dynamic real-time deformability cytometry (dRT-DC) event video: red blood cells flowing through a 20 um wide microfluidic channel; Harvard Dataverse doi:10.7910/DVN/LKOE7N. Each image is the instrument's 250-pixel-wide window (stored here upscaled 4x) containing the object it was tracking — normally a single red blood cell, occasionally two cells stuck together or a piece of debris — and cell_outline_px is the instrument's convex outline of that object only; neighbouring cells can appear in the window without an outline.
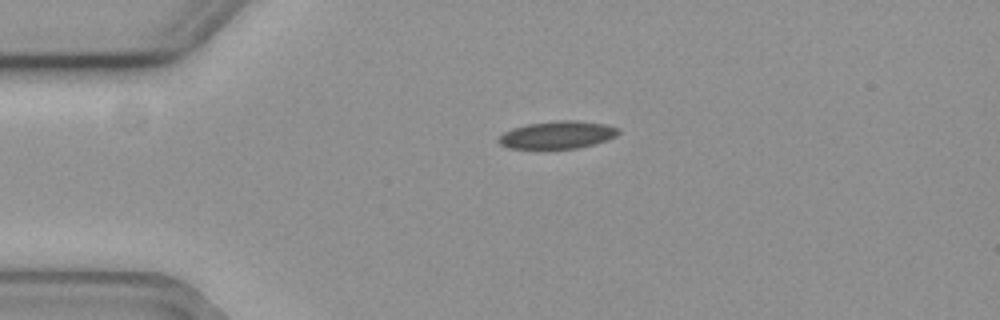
{"species": "common noctule bat (a hibernating species)", "species_latin": "Nyctalus noctula", "temperature_condition": "cold", "stored_images_in_passage": 2, "camera_frame_rate_fps": 3000, "um_per_image_px": 0.085, "animal": {"sex": "female", "body_mass_g": 19.3, "forearm_length_mm": 54.1}, "frame": {"image": 1, "passage_image": 1, "time_ms": 0.0, "image_size_px": [1000, 320], "cell_outline_px": [[620, 132], [616, 136], [592, 144], [576, 148], [540, 152], [508, 148], [500, 144], [496, 140], [504, 132], [512, 128], [528, 124], [560, 120], [576, 120], [604, 124], [620, 128]], "centroid_in_image_um": [47.3, 11.51], "position_along_channel_um": 37.7, "area_um2": 20.0}}